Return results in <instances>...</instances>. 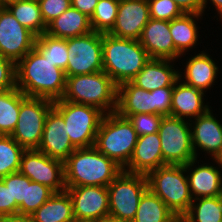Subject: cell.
Segmentation results:
<instances>
[{
	"label": "cell",
	"mask_w": 222,
	"mask_h": 222,
	"mask_svg": "<svg viewBox=\"0 0 222 222\" xmlns=\"http://www.w3.org/2000/svg\"><path fill=\"white\" fill-rule=\"evenodd\" d=\"M16 87L26 96L51 101L62 99L66 89L65 72L44 58L35 48L15 64Z\"/></svg>",
	"instance_id": "6da1fadb"
},
{
	"label": "cell",
	"mask_w": 222,
	"mask_h": 222,
	"mask_svg": "<svg viewBox=\"0 0 222 222\" xmlns=\"http://www.w3.org/2000/svg\"><path fill=\"white\" fill-rule=\"evenodd\" d=\"M123 169L94 146L76 148L64 161L66 187H107Z\"/></svg>",
	"instance_id": "7a4b0ae2"
},
{
	"label": "cell",
	"mask_w": 222,
	"mask_h": 222,
	"mask_svg": "<svg viewBox=\"0 0 222 222\" xmlns=\"http://www.w3.org/2000/svg\"><path fill=\"white\" fill-rule=\"evenodd\" d=\"M103 71L120 85L131 81L148 62L144 47L136 39L102 34Z\"/></svg>",
	"instance_id": "3957f363"
},
{
	"label": "cell",
	"mask_w": 222,
	"mask_h": 222,
	"mask_svg": "<svg viewBox=\"0 0 222 222\" xmlns=\"http://www.w3.org/2000/svg\"><path fill=\"white\" fill-rule=\"evenodd\" d=\"M117 95L118 85L106 72L99 71L66 77L62 100L90 105L107 114L116 112Z\"/></svg>",
	"instance_id": "277c9868"
},
{
	"label": "cell",
	"mask_w": 222,
	"mask_h": 222,
	"mask_svg": "<svg viewBox=\"0 0 222 222\" xmlns=\"http://www.w3.org/2000/svg\"><path fill=\"white\" fill-rule=\"evenodd\" d=\"M196 159L186 165H165L150 171L146 177L148 188L180 219L190 208L193 201L188 177ZM191 167V168H190Z\"/></svg>",
	"instance_id": "5b68a950"
},
{
	"label": "cell",
	"mask_w": 222,
	"mask_h": 222,
	"mask_svg": "<svg viewBox=\"0 0 222 222\" xmlns=\"http://www.w3.org/2000/svg\"><path fill=\"white\" fill-rule=\"evenodd\" d=\"M137 139L129 119L112 112L104 114L94 147L124 169L133 155Z\"/></svg>",
	"instance_id": "8992f818"
},
{
	"label": "cell",
	"mask_w": 222,
	"mask_h": 222,
	"mask_svg": "<svg viewBox=\"0 0 222 222\" xmlns=\"http://www.w3.org/2000/svg\"><path fill=\"white\" fill-rule=\"evenodd\" d=\"M53 107L62 115L67 134L75 148L92 147L104 113L96 107L64 101H54Z\"/></svg>",
	"instance_id": "52a82bcc"
},
{
	"label": "cell",
	"mask_w": 222,
	"mask_h": 222,
	"mask_svg": "<svg viewBox=\"0 0 222 222\" xmlns=\"http://www.w3.org/2000/svg\"><path fill=\"white\" fill-rule=\"evenodd\" d=\"M109 193V216L132 222L136 216L139 201L148 189L144 174L121 173L107 186Z\"/></svg>",
	"instance_id": "ba28073f"
},
{
	"label": "cell",
	"mask_w": 222,
	"mask_h": 222,
	"mask_svg": "<svg viewBox=\"0 0 222 222\" xmlns=\"http://www.w3.org/2000/svg\"><path fill=\"white\" fill-rule=\"evenodd\" d=\"M52 107L53 101L29 97L20 90V112L10 136L25 150L38 149L45 119Z\"/></svg>",
	"instance_id": "9c48e42d"
},
{
	"label": "cell",
	"mask_w": 222,
	"mask_h": 222,
	"mask_svg": "<svg viewBox=\"0 0 222 222\" xmlns=\"http://www.w3.org/2000/svg\"><path fill=\"white\" fill-rule=\"evenodd\" d=\"M191 127L192 123L184 118L163 116L158 134L166 165H186L197 159L192 147Z\"/></svg>",
	"instance_id": "30bf717a"
},
{
	"label": "cell",
	"mask_w": 222,
	"mask_h": 222,
	"mask_svg": "<svg viewBox=\"0 0 222 222\" xmlns=\"http://www.w3.org/2000/svg\"><path fill=\"white\" fill-rule=\"evenodd\" d=\"M68 64L66 77L103 71L102 33L88 34L67 39Z\"/></svg>",
	"instance_id": "8fae6325"
},
{
	"label": "cell",
	"mask_w": 222,
	"mask_h": 222,
	"mask_svg": "<svg viewBox=\"0 0 222 222\" xmlns=\"http://www.w3.org/2000/svg\"><path fill=\"white\" fill-rule=\"evenodd\" d=\"M19 172L31 181L47 186L55 193L66 190L64 162L51 158L38 149L24 151Z\"/></svg>",
	"instance_id": "7c38bea8"
},
{
	"label": "cell",
	"mask_w": 222,
	"mask_h": 222,
	"mask_svg": "<svg viewBox=\"0 0 222 222\" xmlns=\"http://www.w3.org/2000/svg\"><path fill=\"white\" fill-rule=\"evenodd\" d=\"M36 35L22 26L6 6H0V55L15 64L34 48Z\"/></svg>",
	"instance_id": "4fadbf2b"
},
{
	"label": "cell",
	"mask_w": 222,
	"mask_h": 222,
	"mask_svg": "<svg viewBox=\"0 0 222 222\" xmlns=\"http://www.w3.org/2000/svg\"><path fill=\"white\" fill-rule=\"evenodd\" d=\"M75 219H103L109 216V193L103 186L66 187Z\"/></svg>",
	"instance_id": "5bb4252c"
},
{
	"label": "cell",
	"mask_w": 222,
	"mask_h": 222,
	"mask_svg": "<svg viewBox=\"0 0 222 222\" xmlns=\"http://www.w3.org/2000/svg\"><path fill=\"white\" fill-rule=\"evenodd\" d=\"M149 19L148 0H119L116 22L109 34L138 40Z\"/></svg>",
	"instance_id": "9a60e30c"
},
{
	"label": "cell",
	"mask_w": 222,
	"mask_h": 222,
	"mask_svg": "<svg viewBox=\"0 0 222 222\" xmlns=\"http://www.w3.org/2000/svg\"><path fill=\"white\" fill-rule=\"evenodd\" d=\"M75 149L67 134L62 115L52 107L45 119L38 150L64 162Z\"/></svg>",
	"instance_id": "2e32d148"
},
{
	"label": "cell",
	"mask_w": 222,
	"mask_h": 222,
	"mask_svg": "<svg viewBox=\"0 0 222 222\" xmlns=\"http://www.w3.org/2000/svg\"><path fill=\"white\" fill-rule=\"evenodd\" d=\"M138 41L144 47L150 59L174 61L175 58L181 56L173 44L169 21L150 18Z\"/></svg>",
	"instance_id": "e0dca14e"
},
{
	"label": "cell",
	"mask_w": 222,
	"mask_h": 222,
	"mask_svg": "<svg viewBox=\"0 0 222 222\" xmlns=\"http://www.w3.org/2000/svg\"><path fill=\"white\" fill-rule=\"evenodd\" d=\"M158 132L138 136L133 155L123 171L147 175L150 171L165 166Z\"/></svg>",
	"instance_id": "ac0fdd59"
},
{
	"label": "cell",
	"mask_w": 222,
	"mask_h": 222,
	"mask_svg": "<svg viewBox=\"0 0 222 222\" xmlns=\"http://www.w3.org/2000/svg\"><path fill=\"white\" fill-rule=\"evenodd\" d=\"M194 119L195 125L191 129V137L195 157L198 147L212 155L214 160L218 159L222 155V124L214 118L210 109Z\"/></svg>",
	"instance_id": "d6986e66"
},
{
	"label": "cell",
	"mask_w": 222,
	"mask_h": 222,
	"mask_svg": "<svg viewBox=\"0 0 222 222\" xmlns=\"http://www.w3.org/2000/svg\"><path fill=\"white\" fill-rule=\"evenodd\" d=\"M173 60L149 59L140 72L131 80L139 88L147 91L164 87H174L180 72L172 69Z\"/></svg>",
	"instance_id": "ffe728a7"
},
{
	"label": "cell",
	"mask_w": 222,
	"mask_h": 222,
	"mask_svg": "<svg viewBox=\"0 0 222 222\" xmlns=\"http://www.w3.org/2000/svg\"><path fill=\"white\" fill-rule=\"evenodd\" d=\"M181 76L179 74V79L173 87L170 116L181 119L185 116L186 119L188 116L189 118H197L209 110V106L203 103L204 92L184 82L182 83V81L179 82Z\"/></svg>",
	"instance_id": "44dd1931"
},
{
	"label": "cell",
	"mask_w": 222,
	"mask_h": 222,
	"mask_svg": "<svg viewBox=\"0 0 222 222\" xmlns=\"http://www.w3.org/2000/svg\"><path fill=\"white\" fill-rule=\"evenodd\" d=\"M116 112L125 118L141 113L153 114V91L139 88L131 81L118 85Z\"/></svg>",
	"instance_id": "7402d4cb"
},
{
	"label": "cell",
	"mask_w": 222,
	"mask_h": 222,
	"mask_svg": "<svg viewBox=\"0 0 222 222\" xmlns=\"http://www.w3.org/2000/svg\"><path fill=\"white\" fill-rule=\"evenodd\" d=\"M91 31L90 18L71 6L47 25L46 33L55 38L68 39Z\"/></svg>",
	"instance_id": "603a6c76"
},
{
	"label": "cell",
	"mask_w": 222,
	"mask_h": 222,
	"mask_svg": "<svg viewBox=\"0 0 222 222\" xmlns=\"http://www.w3.org/2000/svg\"><path fill=\"white\" fill-rule=\"evenodd\" d=\"M190 172L187 177L193 199L222 195V175L218 168L203 164Z\"/></svg>",
	"instance_id": "cb8c5ba5"
},
{
	"label": "cell",
	"mask_w": 222,
	"mask_h": 222,
	"mask_svg": "<svg viewBox=\"0 0 222 222\" xmlns=\"http://www.w3.org/2000/svg\"><path fill=\"white\" fill-rule=\"evenodd\" d=\"M218 71L214 61L202 51L189 59L185 68L184 83L204 92L212 86Z\"/></svg>",
	"instance_id": "d4e9b609"
},
{
	"label": "cell",
	"mask_w": 222,
	"mask_h": 222,
	"mask_svg": "<svg viewBox=\"0 0 222 222\" xmlns=\"http://www.w3.org/2000/svg\"><path fill=\"white\" fill-rule=\"evenodd\" d=\"M34 222H73V204L69 193H54L32 215Z\"/></svg>",
	"instance_id": "484cf974"
},
{
	"label": "cell",
	"mask_w": 222,
	"mask_h": 222,
	"mask_svg": "<svg viewBox=\"0 0 222 222\" xmlns=\"http://www.w3.org/2000/svg\"><path fill=\"white\" fill-rule=\"evenodd\" d=\"M132 222H180V219L148 188L140 198Z\"/></svg>",
	"instance_id": "4316f807"
},
{
	"label": "cell",
	"mask_w": 222,
	"mask_h": 222,
	"mask_svg": "<svg viewBox=\"0 0 222 222\" xmlns=\"http://www.w3.org/2000/svg\"><path fill=\"white\" fill-rule=\"evenodd\" d=\"M201 14L183 13L170 21V33L173 39V44L176 51L183 53L196 45L198 41V28L196 21L193 18H199Z\"/></svg>",
	"instance_id": "83f0119b"
},
{
	"label": "cell",
	"mask_w": 222,
	"mask_h": 222,
	"mask_svg": "<svg viewBox=\"0 0 222 222\" xmlns=\"http://www.w3.org/2000/svg\"><path fill=\"white\" fill-rule=\"evenodd\" d=\"M18 22L36 36L46 33L38 0H17L6 5Z\"/></svg>",
	"instance_id": "f1b7e54d"
},
{
	"label": "cell",
	"mask_w": 222,
	"mask_h": 222,
	"mask_svg": "<svg viewBox=\"0 0 222 222\" xmlns=\"http://www.w3.org/2000/svg\"><path fill=\"white\" fill-rule=\"evenodd\" d=\"M196 200L199 201L197 205ZM180 222H222V195L193 199Z\"/></svg>",
	"instance_id": "f546056e"
},
{
	"label": "cell",
	"mask_w": 222,
	"mask_h": 222,
	"mask_svg": "<svg viewBox=\"0 0 222 222\" xmlns=\"http://www.w3.org/2000/svg\"><path fill=\"white\" fill-rule=\"evenodd\" d=\"M20 112V90L0 91V135H11Z\"/></svg>",
	"instance_id": "4dcf8cb0"
},
{
	"label": "cell",
	"mask_w": 222,
	"mask_h": 222,
	"mask_svg": "<svg viewBox=\"0 0 222 222\" xmlns=\"http://www.w3.org/2000/svg\"><path fill=\"white\" fill-rule=\"evenodd\" d=\"M34 48L54 66L66 70L68 64L67 39L55 38L47 33L36 37Z\"/></svg>",
	"instance_id": "1f68e13d"
},
{
	"label": "cell",
	"mask_w": 222,
	"mask_h": 222,
	"mask_svg": "<svg viewBox=\"0 0 222 222\" xmlns=\"http://www.w3.org/2000/svg\"><path fill=\"white\" fill-rule=\"evenodd\" d=\"M24 151L10 135H0V178L19 171Z\"/></svg>",
	"instance_id": "d6a6232c"
},
{
	"label": "cell",
	"mask_w": 222,
	"mask_h": 222,
	"mask_svg": "<svg viewBox=\"0 0 222 222\" xmlns=\"http://www.w3.org/2000/svg\"><path fill=\"white\" fill-rule=\"evenodd\" d=\"M119 0H99L90 18L92 31L109 33L116 22Z\"/></svg>",
	"instance_id": "836d02e7"
},
{
	"label": "cell",
	"mask_w": 222,
	"mask_h": 222,
	"mask_svg": "<svg viewBox=\"0 0 222 222\" xmlns=\"http://www.w3.org/2000/svg\"><path fill=\"white\" fill-rule=\"evenodd\" d=\"M55 192L47 186L31 181L26 176L25 200L18 206V214L32 215Z\"/></svg>",
	"instance_id": "e575fe53"
},
{
	"label": "cell",
	"mask_w": 222,
	"mask_h": 222,
	"mask_svg": "<svg viewBox=\"0 0 222 222\" xmlns=\"http://www.w3.org/2000/svg\"><path fill=\"white\" fill-rule=\"evenodd\" d=\"M150 18L171 21L180 17L183 12L172 0H148Z\"/></svg>",
	"instance_id": "d590c367"
},
{
	"label": "cell",
	"mask_w": 222,
	"mask_h": 222,
	"mask_svg": "<svg viewBox=\"0 0 222 222\" xmlns=\"http://www.w3.org/2000/svg\"><path fill=\"white\" fill-rule=\"evenodd\" d=\"M138 136L158 132L163 115L141 113L127 117Z\"/></svg>",
	"instance_id": "8d00e7d4"
},
{
	"label": "cell",
	"mask_w": 222,
	"mask_h": 222,
	"mask_svg": "<svg viewBox=\"0 0 222 222\" xmlns=\"http://www.w3.org/2000/svg\"><path fill=\"white\" fill-rule=\"evenodd\" d=\"M38 3L46 26L72 6L71 0H38Z\"/></svg>",
	"instance_id": "74e56055"
},
{
	"label": "cell",
	"mask_w": 222,
	"mask_h": 222,
	"mask_svg": "<svg viewBox=\"0 0 222 222\" xmlns=\"http://www.w3.org/2000/svg\"><path fill=\"white\" fill-rule=\"evenodd\" d=\"M7 187H10L11 202H16L18 205L25 200L26 193V176L19 171L11 173L1 178Z\"/></svg>",
	"instance_id": "f35d334b"
},
{
	"label": "cell",
	"mask_w": 222,
	"mask_h": 222,
	"mask_svg": "<svg viewBox=\"0 0 222 222\" xmlns=\"http://www.w3.org/2000/svg\"><path fill=\"white\" fill-rule=\"evenodd\" d=\"M173 87H164L153 91V114L170 116Z\"/></svg>",
	"instance_id": "ab89813d"
},
{
	"label": "cell",
	"mask_w": 222,
	"mask_h": 222,
	"mask_svg": "<svg viewBox=\"0 0 222 222\" xmlns=\"http://www.w3.org/2000/svg\"><path fill=\"white\" fill-rule=\"evenodd\" d=\"M16 87L15 63L0 55V91Z\"/></svg>",
	"instance_id": "60d3db41"
},
{
	"label": "cell",
	"mask_w": 222,
	"mask_h": 222,
	"mask_svg": "<svg viewBox=\"0 0 222 222\" xmlns=\"http://www.w3.org/2000/svg\"><path fill=\"white\" fill-rule=\"evenodd\" d=\"M18 204L11 202L10 187L0 178V217L18 214Z\"/></svg>",
	"instance_id": "b9f144b4"
},
{
	"label": "cell",
	"mask_w": 222,
	"mask_h": 222,
	"mask_svg": "<svg viewBox=\"0 0 222 222\" xmlns=\"http://www.w3.org/2000/svg\"><path fill=\"white\" fill-rule=\"evenodd\" d=\"M178 5L183 13H203V0H172Z\"/></svg>",
	"instance_id": "7bdbcfd3"
},
{
	"label": "cell",
	"mask_w": 222,
	"mask_h": 222,
	"mask_svg": "<svg viewBox=\"0 0 222 222\" xmlns=\"http://www.w3.org/2000/svg\"><path fill=\"white\" fill-rule=\"evenodd\" d=\"M99 0H71L73 8L91 18Z\"/></svg>",
	"instance_id": "ee69618b"
},
{
	"label": "cell",
	"mask_w": 222,
	"mask_h": 222,
	"mask_svg": "<svg viewBox=\"0 0 222 222\" xmlns=\"http://www.w3.org/2000/svg\"><path fill=\"white\" fill-rule=\"evenodd\" d=\"M2 222H34L31 215L14 214L2 217Z\"/></svg>",
	"instance_id": "f6af8a7d"
},
{
	"label": "cell",
	"mask_w": 222,
	"mask_h": 222,
	"mask_svg": "<svg viewBox=\"0 0 222 222\" xmlns=\"http://www.w3.org/2000/svg\"><path fill=\"white\" fill-rule=\"evenodd\" d=\"M211 2L215 5L216 10H218L219 14L222 13V0H211ZM207 0H203V12L206 8Z\"/></svg>",
	"instance_id": "bcb514c9"
},
{
	"label": "cell",
	"mask_w": 222,
	"mask_h": 222,
	"mask_svg": "<svg viewBox=\"0 0 222 222\" xmlns=\"http://www.w3.org/2000/svg\"><path fill=\"white\" fill-rule=\"evenodd\" d=\"M101 222H126V221H122L120 219H116L110 216L104 217L103 219H101Z\"/></svg>",
	"instance_id": "7dc6e473"
},
{
	"label": "cell",
	"mask_w": 222,
	"mask_h": 222,
	"mask_svg": "<svg viewBox=\"0 0 222 222\" xmlns=\"http://www.w3.org/2000/svg\"><path fill=\"white\" fill-rule=\"evenodd\" d=\"M73 222H101V219H92V218L74 219Z\"/></svg>",
	"instance_id": "c3c4849f"
},
{
	"label": "cell",
	"mask_w": 222,
	"mask_h": 222,
	"mask_svg": "<svg viewBox=\"0 0 222 222\" xmlns=\"http://www.w3.org/2000/svg\"><path fill=\"white\" fill-rule=\"evenodd\" d=\"M17 1V0H0V6H6L8 3Z\"/></svg>",
	"instance_id": "681fc988"
},
{
	"label": "cell",
	"mask_w": 222,
	"mask_h": 222,
	"mask_svg": "<svg viewBox=\"0 0 222 222\" xmlns=\"http://www.w3.org/2000/svg\"><path fill=\"white\" fill-rule=\"evenodd\" d=\"M215 162H216L217 164H219V166L222 167V155H221L218 159H215Z\"/></svg>",
	"instance_id": "f907efd6"
}]
</instances>
